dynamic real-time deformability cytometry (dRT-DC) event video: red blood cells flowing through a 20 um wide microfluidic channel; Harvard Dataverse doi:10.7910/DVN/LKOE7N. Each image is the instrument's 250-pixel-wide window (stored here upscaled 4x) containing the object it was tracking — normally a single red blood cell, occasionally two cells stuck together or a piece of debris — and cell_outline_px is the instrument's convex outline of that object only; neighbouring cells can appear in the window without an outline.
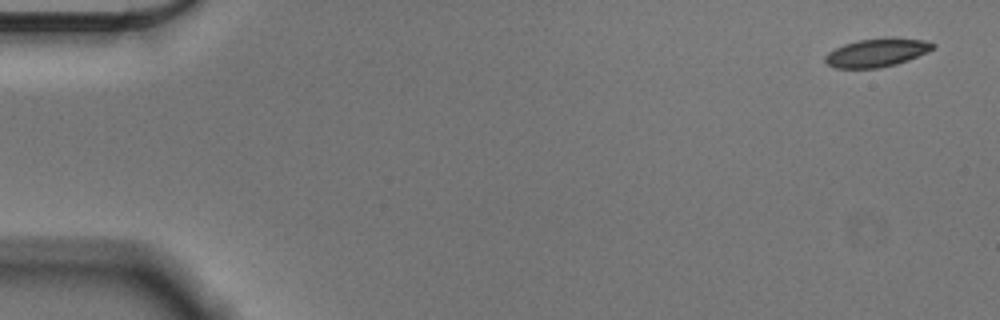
{"species": "Egyptian fruit bat (a non-hibernating species)", "species_latin": "Rousettus aegyptiacus", "temperature_condition": "cold", "stored_images_in_passage": 10, "camera_frame_rate_fps": 3000, "um_per_image_px": 0.085, "animal": {"sex": "male"}, "frame": {"image": 1, "passage_image": 1, "time_ms": 0.0, "image_size_px": [1000, 320], "cell_outline_px": [[936, 48], [928, 52], [908, 60], [896, 64], [876, 68], [836, 68], [828, 64], [824, 60], [824, 56], [828, 52], [844, 44], [860, 40], [888, 36], [924, 40], [936, 44]], "centroid_in_image_um": [74.56, 4.45], "position_along_channel_um": 10.4, "area_um2": 17.98}}